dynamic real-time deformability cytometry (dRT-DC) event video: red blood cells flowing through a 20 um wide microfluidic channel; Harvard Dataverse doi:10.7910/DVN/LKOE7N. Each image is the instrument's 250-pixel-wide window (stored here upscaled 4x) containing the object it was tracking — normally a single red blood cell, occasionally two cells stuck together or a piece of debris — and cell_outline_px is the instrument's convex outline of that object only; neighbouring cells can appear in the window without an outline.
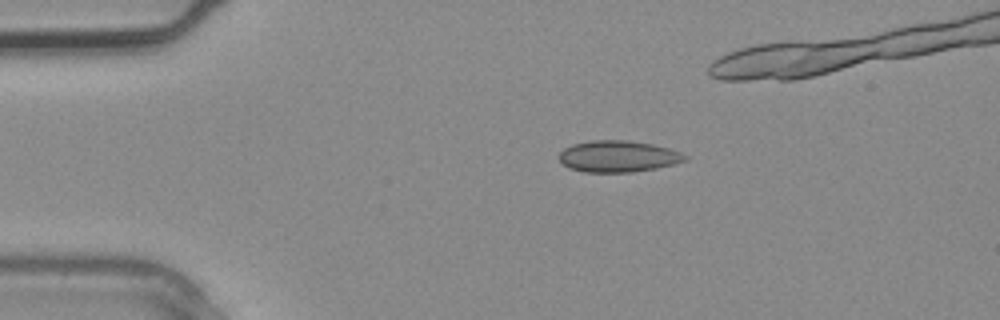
{"species": "common noctule bat (a hibernating species)", "species_latin": "Nyctalus noctula", "temperature_condition": "warm", "stored_images_in_passage": 4, "camera_frame_rate_fps": 3000, "um_per_image_px": 0.085, "animal": {"sex": "male", "body_mass_g": 20.4}, "frame": {"image": 1, "passage_image": 1, "time_ms": 0.0, "image_size_px": [1000, 320], "cell_outline_px": [[688, 160], [656, 168], [632, 172], [584, 172], [568, 168], [556, 156], [564, 148], [572, 144], [592, 140], [628, 140], [652, 144], [668, 148], [680, 152], [688, 156]], "centroid_in_image_um": [52.51, 13.29], "position_along_channel_um": 32.5, "area_um2": 23.18}}